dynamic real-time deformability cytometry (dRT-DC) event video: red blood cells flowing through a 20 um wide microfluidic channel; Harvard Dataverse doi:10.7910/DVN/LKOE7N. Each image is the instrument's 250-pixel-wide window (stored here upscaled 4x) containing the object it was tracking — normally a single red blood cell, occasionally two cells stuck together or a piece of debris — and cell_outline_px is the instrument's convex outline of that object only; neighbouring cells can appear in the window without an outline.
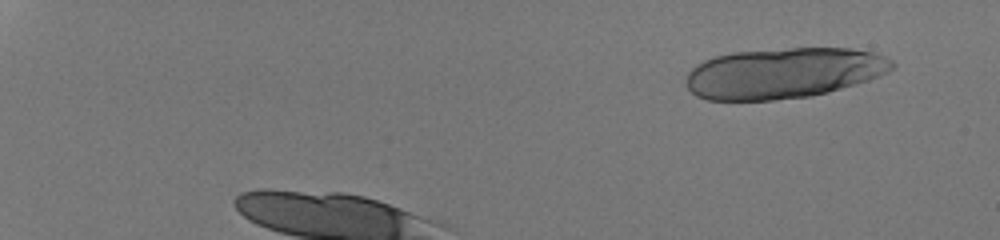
{"species": "human", "species_latin": "Homo sapiens", "temperature_condition": "room temperature", "stored_images_in_passage": 28, "segment_of_instrument_passage": [1, 2], "camera_frame_rate_fps": 3000, "um_per_image_px": 0.085, "donor": {"sex": "male"}, "frame": {"image": 1, "passage_image": 1, "time_ms": 0.0, "image_size_px": [1000, 240], "cell_outline_px": [[896, 64], [888, 72], [868, 80], [828, 92], [812, 96], [772, 100], [708, 100], [696, 96], [684, 84], [684, 80], [688, 72], [696, 64], [704, 60], [716, 56], [732, 52], [792, 48], [848, 48], [872, 52], [884, 56], [892, 60]], "centroid_in_image_um": [66.57, 6.21], "position_along_channel_um": 18.4, "area_um2": 60.92}}